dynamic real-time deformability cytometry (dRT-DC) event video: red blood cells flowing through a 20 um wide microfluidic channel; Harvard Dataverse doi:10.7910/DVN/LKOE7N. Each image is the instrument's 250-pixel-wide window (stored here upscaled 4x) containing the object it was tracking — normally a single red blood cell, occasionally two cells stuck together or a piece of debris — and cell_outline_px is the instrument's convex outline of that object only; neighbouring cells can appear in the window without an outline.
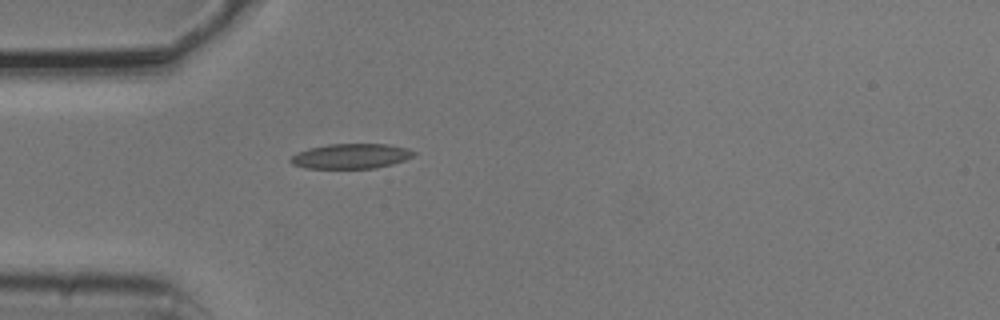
{"species": "common noctule bat (a hibernating species)", "species_latin": "Nyctalus noctula", "temperature_condition": "cold", "stored_images_in_passage": 1, "camera_frame_rate_fps": 3000, "um_per_image_px": 0.085, "animal": {"sex": "male", "body_mass_g": 20.5, "forearm_length_mm": 52.5}, "frame": {"image": 1, "passage_image": 1, "time_ms": 0.0, "image_size_px": [1000, 320], "cell_outline_px": [[416, 152], [412, 156], [404, 160], [392, 164], [376, 168], [304, 168], [292, 164], [288, 160], [296, 152], [308, 148], [328, 144], [388, 144], [408, 148]], "centroid_in_image_um": [29.8, 13.27], "position_along_channel_um": 55.2, "area_um2": 17.98}}